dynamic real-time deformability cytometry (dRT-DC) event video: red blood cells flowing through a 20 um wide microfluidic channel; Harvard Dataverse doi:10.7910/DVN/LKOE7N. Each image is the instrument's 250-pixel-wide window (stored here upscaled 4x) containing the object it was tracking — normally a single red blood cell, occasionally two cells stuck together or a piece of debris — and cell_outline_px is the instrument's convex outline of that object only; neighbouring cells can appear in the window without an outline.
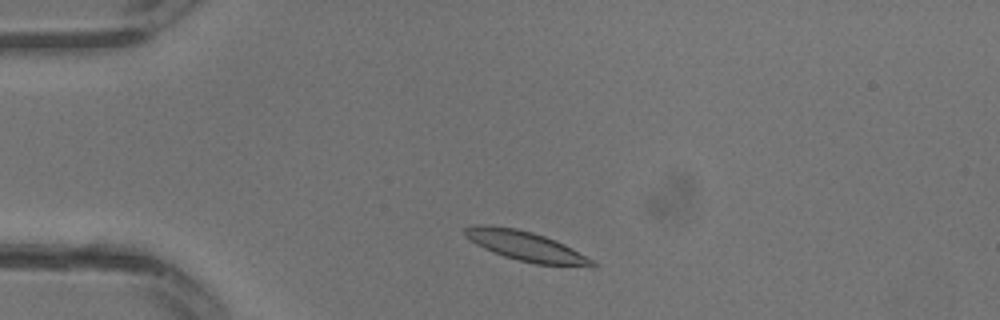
{"species": "common noctule bat (a hibernating species)", "species_latin": "Nyctalus noctula", "temperature_condition": "warm", "stored_images_in_passage": 27, "camera_frame_rate_fps": 3000, "um_per_image_px": 0.085, "animal": {"sex": "male", "body_mass_g": 13.3}, "frame": {"image": 1, "passage_image": 3, "time_ms": 0.667, "image_size_px": [1000, 320], "cell_outline_px": [[596, 268], [536, 264], [504, 256], [484, 248], [476, 244], [464, 232], [464, 228], [472, 224], [488, 224], [516, 228], [532, 232], [556, 240], [596, 260]], "centroid_in_image_um": [44.78, 20.93], "position_along_channel_um": 40.2, "area_um2": 22.25}}
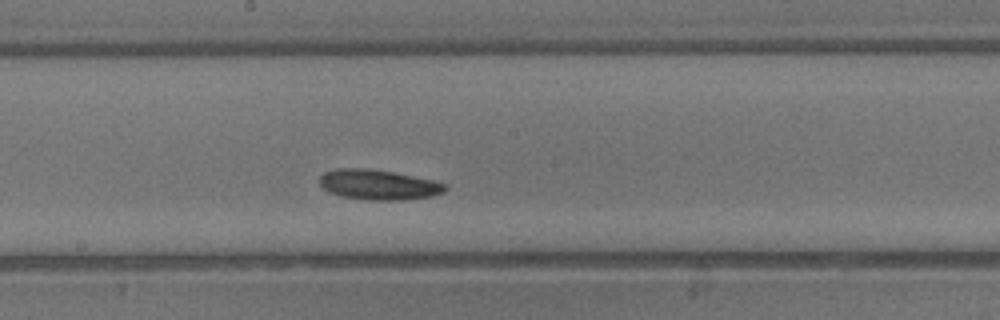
{"frame": {"image": 2, "passage_image": 13, "time_ms": 4.0, "image_size_px": [1000, 320], "cell_outline_px": [[448, 188], [444, 192], [432, 196], [404, 200], [368, 200], [340, 196], [328, 192], [320, 184], [320, 176], [324, 172], [336, 168], [364, 168], [392, 172], [432, 180], [448, 184]], "centroid_in_image_um": [32.17, 15.71], "position_along_channel_um": 216.0, "area_um2": 22.08}}
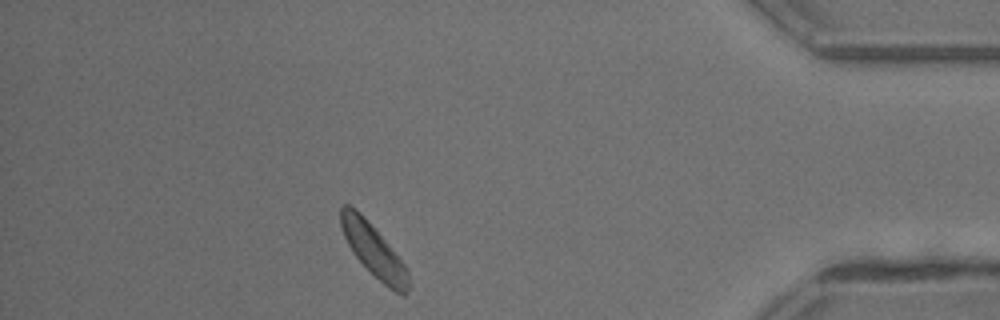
{"frame": {"image": 3, "passage_image": 24, "time_ms": 7.667, "image_size_px": [1000, 320], "cell_outline_px": [[408, 292], [404, 296], [388, 288], [356, 256], [348, 244], [344, 236], [340, 224], [340, 208], [344, 204], [348, 204], [356, 208], [364, 216], [408, 268]], "centroid_in_image_um": [31.75, 21.26], "position_along_channel_um": 403.5, "area_um2": 20.23}}